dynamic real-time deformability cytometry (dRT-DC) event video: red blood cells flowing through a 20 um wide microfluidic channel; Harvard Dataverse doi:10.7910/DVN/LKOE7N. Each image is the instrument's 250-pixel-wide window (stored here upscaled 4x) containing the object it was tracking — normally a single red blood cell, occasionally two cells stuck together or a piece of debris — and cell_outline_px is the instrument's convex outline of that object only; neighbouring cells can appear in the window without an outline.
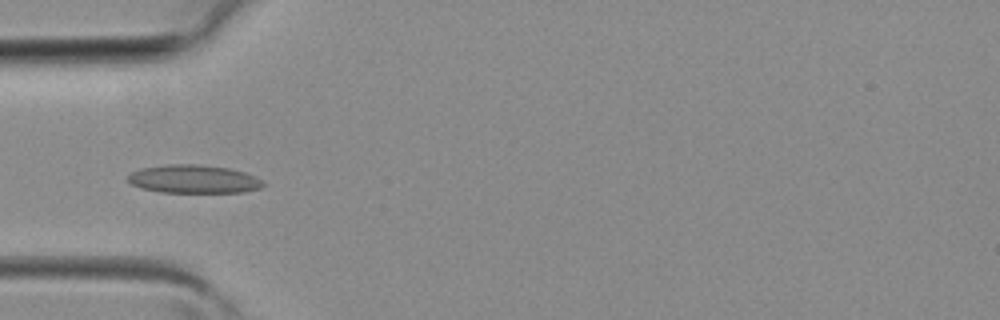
{"species": "common noctule bat (a hibernating species)", "species_latin": "Nyctalus noctula", "temperature_condition": "room temperature", "stored_images_in_passage": 39, "camera_frame_rate_fps": 3000, "um_per_image_px": 0.085, "animal": {"sex": "female", "body_mass_g": 19.3, "forearm_length_mm": 54.1}, "frame": {"image": 1, "passage_image": 12, "time_ms": 3.667, "image_size_px": [1000, 320], "cell_outline_px": [[268, 184], [260, 188], [244, 192], [160, 192], [140, 188], [132, 184], [128, 180], [128, 176], [132, 172], [140, 168], [168, 164], [196, 164], [228, 168], [244, 172]], "centroid_in_image_um": [16.45, 15.22], "position_along_channel_um": 68.6, "area_um2": 22.2}}
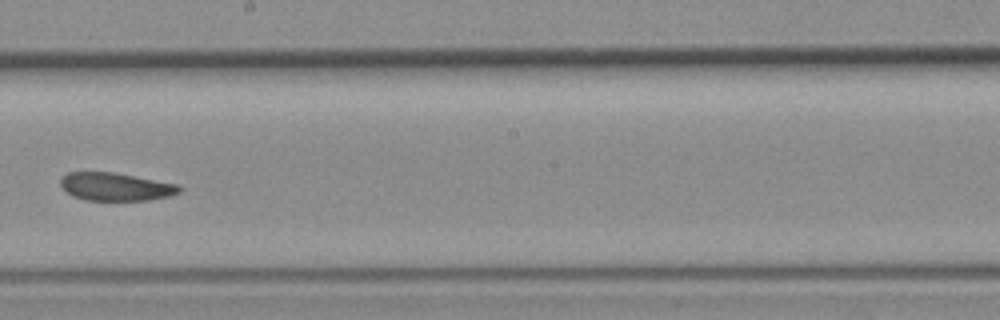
{"frame": {"image": 2, "passage_image": 22, "time_ms": 7.0, "image_size_px": [1000, 320], "cell_outline_px": [[180, 192], [168, 196], [148, 200], [84, 200], [72, 196], [64, 192], [60, 188], [60, 176], [68, 172], [112, 172], [180, 184]], "centroid_in_image_um": [9.76, 15.87], "position_along_channel_um": 238.4, "area_um2": 19.59}}
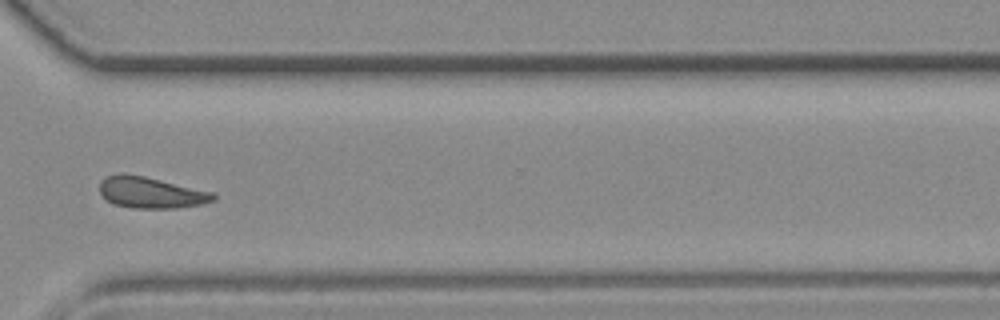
{"frame": {"image": 3, "passage_image": 29, "time_ms": 9.333, "image_size_px": [1000, 320], "cell_outline_px": [[216, 200], [204, 204], [176, 208], [132, 208], [112, 204], [100, 192], [100, 180], [108, 176], [120, 172], [124, 172], [144, 176], [216, 192]], "centroid_in_image_um": [12.87, 16.36], "position_along_channel_um": 357.7, "area_um2": 21.04}}